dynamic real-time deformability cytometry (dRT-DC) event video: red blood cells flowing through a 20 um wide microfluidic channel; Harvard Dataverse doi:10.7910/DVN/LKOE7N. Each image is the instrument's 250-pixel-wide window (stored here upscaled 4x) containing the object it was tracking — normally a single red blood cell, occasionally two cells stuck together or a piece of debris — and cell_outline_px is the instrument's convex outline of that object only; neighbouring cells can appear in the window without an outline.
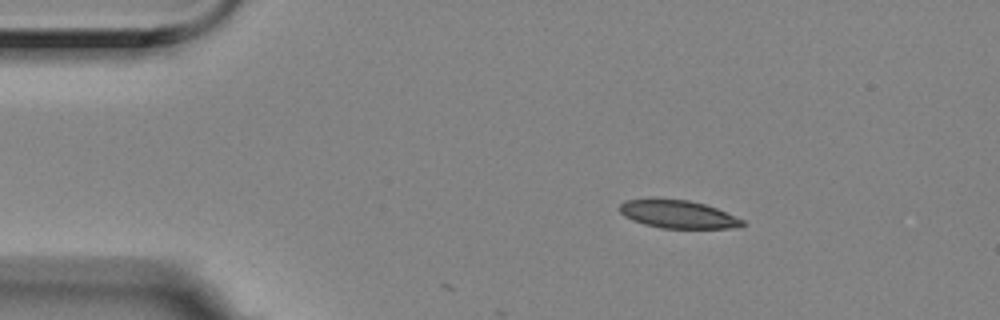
{"species": "Egyptian fruit bat (a non-hibernating species)", "species_latin": "Rousettus aegyptiacus", "temperature_condition": "room temperature", "stored_images_in_passage": 4, "camera_frame_rate_fps": 3000, "um_per_image_px": 0.085, "animal": {"sex": "female"}, "frame": {"image": 1, "passage_image": 2, "time_ms": 0.333, "image_size_px": [1000, 320], "cell_outline_px": [[748, 224], [740, 228], [660, 228], [644, 224], [632, 220], [624, 216], [616, 208], [624, 200], [688, 200], [704, 204], [716, 208], [744, 220]], "centroid_in_image_um": [57.65, 18.24], "position_along_channel_um": 27.3, "area_um2": 19.88}}